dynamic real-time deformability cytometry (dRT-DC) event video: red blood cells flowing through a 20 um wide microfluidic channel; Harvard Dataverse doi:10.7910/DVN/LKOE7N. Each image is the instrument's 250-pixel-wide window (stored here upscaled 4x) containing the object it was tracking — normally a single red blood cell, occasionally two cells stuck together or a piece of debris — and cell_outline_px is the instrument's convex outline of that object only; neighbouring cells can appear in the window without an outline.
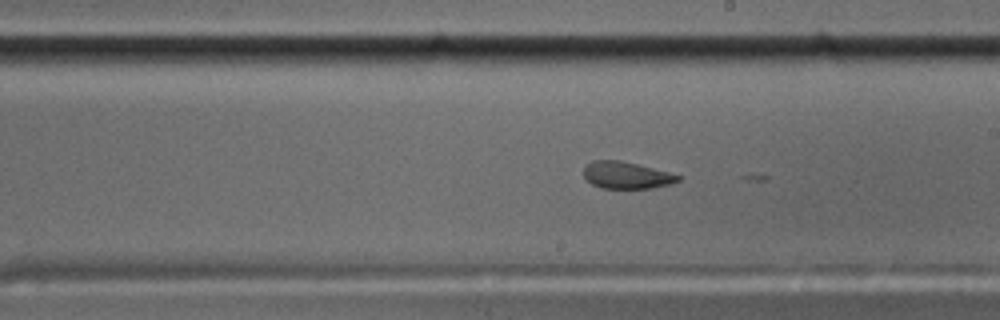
{"species": "common noctule bat (a hibernating species)", "species_latin": "Nyctalus noctula", "temperature_condition": "cold", "stored_images_in_passage": 58, "camera_frame_rate_fps": 3000, "um_per_image_px": 0.085, "animal": {"sex": "male", "body_mass_g": 17.5, "forearm_length_mm": 52.3}, "frame": {"image": 1, "passage_image": 34, "time_ms": 11.0, "image_size_px": [1000, 320], "cell_outline_px": [[680, 180], [672, 184], [652, 188], [600, 188], [592, 184], [584, 176], [584, 164], [592, 160], [620, 160], [668, 172], [680, 176]], "centroid_in_image_um": [53.22, 14.89], "position_along_channel_um": 235.8, "area_um2": 14.8}}
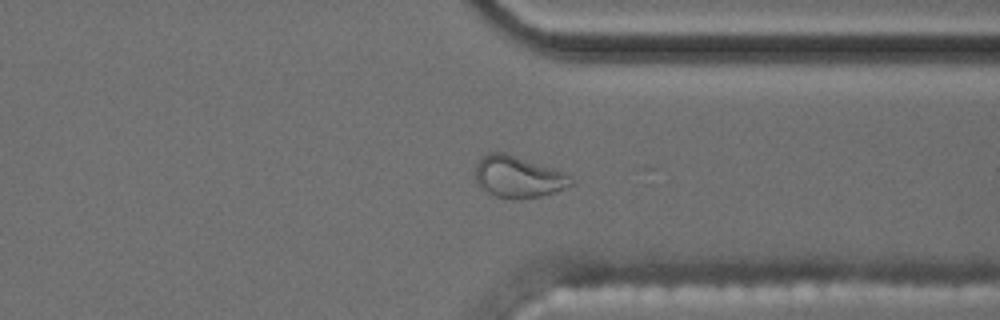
{"frame": {"image": 2, "passage_image": 45, "time_ms": 14.667, "image_size_px": [1000, 320], "cell_outline_px": [[572, 184], [556, 192], [540, 196], [516, 200], [496, 196], [480, 188], [476, 180], [476, 164], [480, 156], [488, 152], [504, 152], [564, 172], [572, 176]], "centroid_in_image_um": [44.02, 15.03], "position_along_channel_um": 367.4, "area_um2": 23.24}}
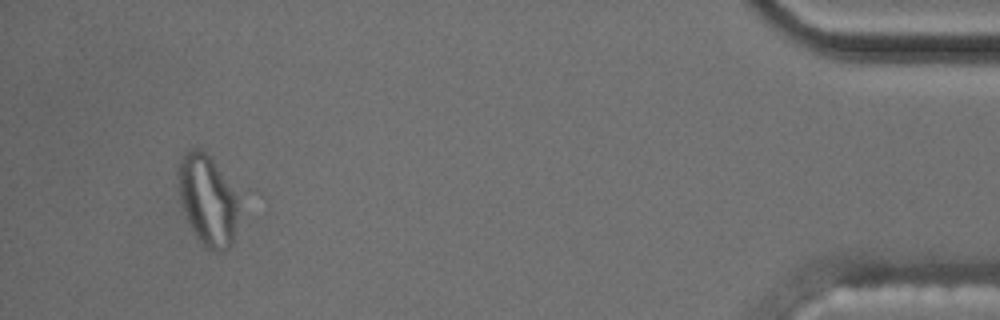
{"frame": {"image": 3, "passage_image": 55, "time_ms": 18.0, "image_size_px": [1000, 320], "cell_outline_px": [[236, 212], [232, 244], [228, 248], [220, 252], [216, 252], [208, 248], [196, 236], [188, 220], [180, 200], [176, 172], [180, 156], [188, 148], [200, 148], [212, 160], [236, 196]], "centroid_in_image_um": [17.56, 16.97], "position_along_channel_um": 417.6, "area_um2": 30.98}}